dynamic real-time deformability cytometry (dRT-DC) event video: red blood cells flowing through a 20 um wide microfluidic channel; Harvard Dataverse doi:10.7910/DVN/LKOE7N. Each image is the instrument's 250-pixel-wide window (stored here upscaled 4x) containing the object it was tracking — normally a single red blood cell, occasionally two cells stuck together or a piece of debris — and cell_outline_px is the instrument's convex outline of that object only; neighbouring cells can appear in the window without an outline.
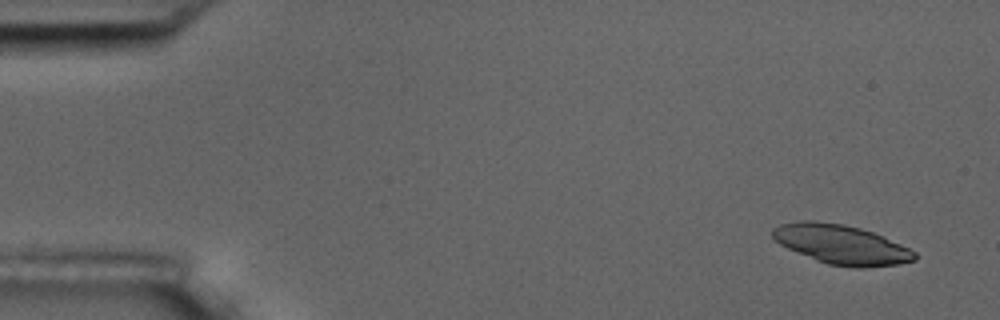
{"species": "common noctule bat (a hibernating species)", "species_latin": "Nyctalus noctula", "temperature_condition": "room temperature", "stored_images_in_passage": 4, "camera_frame_rate_fps": 3000, "um_per_image_px": 0.085, "animal": {"sex": "male", "body_mass_g": 17.5, "forearm_length_mm": 52.3}, "frame": {"image": 1, "passage_image": 1, "time_ms": 0.0, "image_size_px": [1000, 320], "cell_outline_px": [[916, 260], [900, 264], [864, 268], [856, 268], [828, 264], [816, 260], [788, 248], [780, 244], [772, 236], [772, 228], [780, 224], [796, 220], [816, 220], [844, 224], [860, 228], [884, 236], [916, 252]], "centroid_in_image_um": [71.51, 20.77], "position_along_channel_um": 13.5, "area_um2": 32.77}}